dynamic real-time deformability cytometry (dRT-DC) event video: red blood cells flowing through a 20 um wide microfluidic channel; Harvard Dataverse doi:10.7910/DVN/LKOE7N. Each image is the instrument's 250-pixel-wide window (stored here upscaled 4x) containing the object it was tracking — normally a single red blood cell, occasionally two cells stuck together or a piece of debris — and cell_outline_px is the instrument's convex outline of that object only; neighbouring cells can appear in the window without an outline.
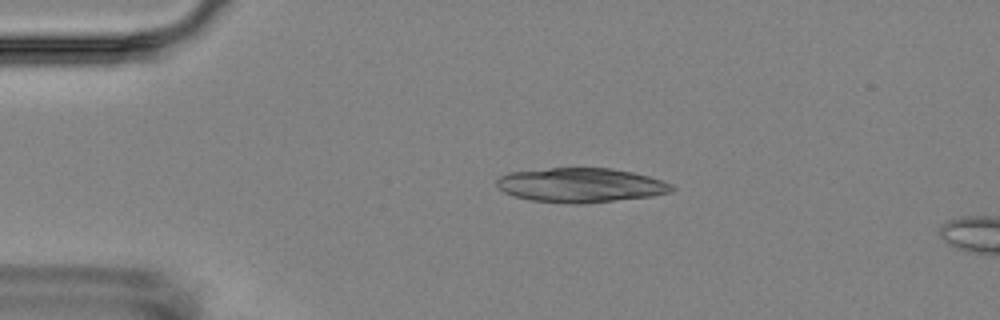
{"species": "Egyptian fruit bat (a non-hibernating species)", "species_latin": "Rousettus aegyptiacus", "temperature_condition": "room temperature", "stored_images_in_passage": 2, "camera_frame_rate_fps": 3000, "um_per_image_px": 0.085, "animal": {"sex": "female"}, "frame": {"image": 1, "passage_image": 1, "time_ms": 0.0, "image_size_px": [1000, 320], "cell_outline_px": [[676, 188], [672, 192], [652, 196], [588, 204], [572, 204], [532, 200], [512, 196], [504, 192], [496, 184], [496, 180], [500, 176], [508, 172], [548, 168], [612, 168], [632, 172], [664, 180], [672, 184]], "centroid_in_image_um": [49.39, 15.74], "position_along_channel_um": 35.6, "area_um2": 35.49}}